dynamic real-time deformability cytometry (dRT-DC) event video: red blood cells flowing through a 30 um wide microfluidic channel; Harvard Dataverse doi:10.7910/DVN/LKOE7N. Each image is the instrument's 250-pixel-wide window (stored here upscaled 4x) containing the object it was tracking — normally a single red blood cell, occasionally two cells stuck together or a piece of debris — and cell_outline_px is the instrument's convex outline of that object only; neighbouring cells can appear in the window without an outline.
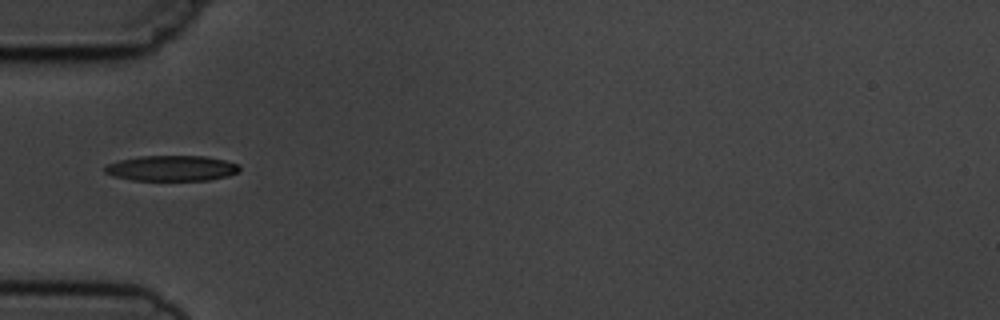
{"species": "common noctule bat (a hibernating species)", "species_latin": "Nyctalus noctula", "temperature_condition": "cold", "stored_images_in_passage": 1, "camera_frame_rate_fps": 3000, "um_per_image_px": 0.085, "animal": {"sex": "male", "body_mass_g": 19.5, "forearm_length_mm": 54.6}, "frame": {"image": 1, "passage_image": 1, "time_ms": 0.0, "image_size_px": [1000, 320], "cell_outline_px": [[240, 168], [236, 172], [228, 176], [208, 180], [132, 180], [112, 176], [104, 172], [104, 168], [108, 164], [120, 160], [140, 156], [204, 156], [224, 160], [240, 164]], "centroid_in_image_um": [14.58, 14.3], "position_along_channel_um": 70.4, "area_um2": 19.94}}